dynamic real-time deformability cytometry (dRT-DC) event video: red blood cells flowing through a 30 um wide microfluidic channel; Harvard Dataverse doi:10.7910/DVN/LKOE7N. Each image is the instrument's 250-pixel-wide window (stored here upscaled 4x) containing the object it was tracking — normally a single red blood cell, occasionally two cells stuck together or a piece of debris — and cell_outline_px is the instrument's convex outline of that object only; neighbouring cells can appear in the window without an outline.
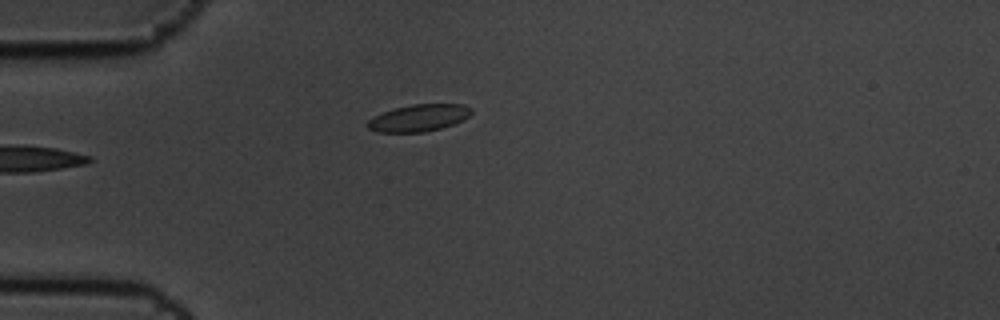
{"species": "common noctule bat (a hibernating species)", "species_latin": "Nyctalus noctula", "temperature_condition": "cold", "stored_images_in_passage": 2, "camera_frame_rate_fps": 3000, "um_per_image_px": 0.085, "animal": {"sex": "male", "body_mass_g": 19.5, "forearm_length_mm": 54.6}, "frame": {"image": 1, "passage_image": 2, "time_ms": 0.333, "image_size_px": [1000, 320], "cell_outline_px": [[472, 112], [464, 120], [440, 128], [424, 132], [376, 132], [368, 128], [368, 120], [384, 112], [396, 108], [412, 104], [464, 104], [472, 108]], "centroid_in_image_um": [35.63, 10.02], "position_along_channel_um": 49.4, "area_um2": 16.13}}